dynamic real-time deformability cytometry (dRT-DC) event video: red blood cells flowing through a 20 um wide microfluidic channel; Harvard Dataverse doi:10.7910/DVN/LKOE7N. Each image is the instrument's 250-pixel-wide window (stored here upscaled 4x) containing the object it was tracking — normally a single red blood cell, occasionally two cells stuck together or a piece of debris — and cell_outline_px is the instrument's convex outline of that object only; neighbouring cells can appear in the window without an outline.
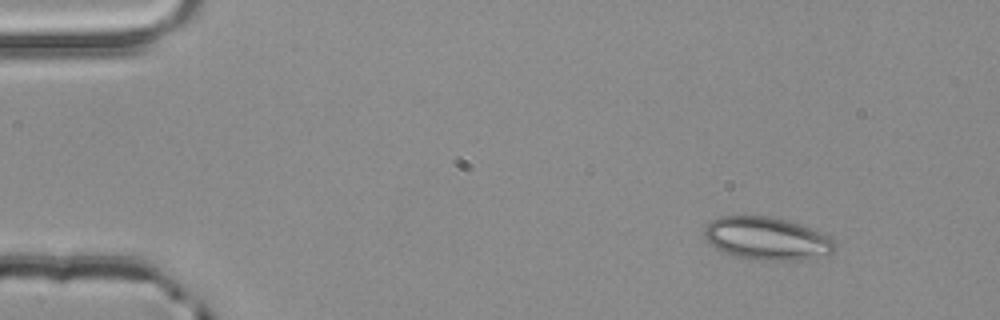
{"species": "common noctule bat (a hibernating species)", "species_latin": "Nyctalus noctula", "temperature_condition": "room temperature", "stored_images_in_passage": 3, "camera_frame_rate_fps": 3000, "um_per_image_px": 0.085, "animal": {"sex": "male", "body_mass_g": 20.4}, "frame": {"image": 1, "passage_image": 1, "time_ms": 0.0, "image_size_px": [1000, 320], "cell_outline_px": [[836, 248], [832, 252], [804, 260], [748, 260], [724, 252], [716, 248], [704, 236], [704, 228], [712, 220], [720, 216], [768, 216], [800, 224], [824, 232], [832, 236], [836, 244]], "centroid_in_image_um": [65.22, 20.28], "position_along_channel_um": 19.8, "area_um2": 32.71}}